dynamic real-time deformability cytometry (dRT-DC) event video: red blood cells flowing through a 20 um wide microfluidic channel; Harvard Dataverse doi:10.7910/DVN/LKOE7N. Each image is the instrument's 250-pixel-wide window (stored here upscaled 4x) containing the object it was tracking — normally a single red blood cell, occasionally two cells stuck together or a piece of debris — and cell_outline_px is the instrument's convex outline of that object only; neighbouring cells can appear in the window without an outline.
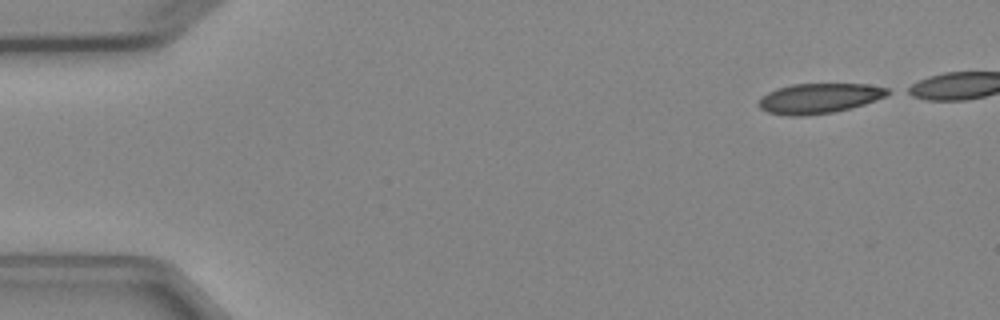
{"species": "Egyptian fruit bat (a non-hibernating species)", "species_latin": "Rousettus aegyptiacus", "temperature_condition": "cold", "stored_images_in_passage": 6, "camera_frame_rate_fps": 3000, "um_per_image_px": 0.085, "animal": {"sex": "female"}, "frame": {"image": 1, "passage_image": 1, "time_ms": 0.0, "image_size_px": [1000, 320], "cell_outline_px": [[892, 92], [876, 100], [852, 108], [832, 112], [804, 116], [784, 116], [768, 112], [760, 108], [756, 104], [760, 96], [776, 88], [792, 84], [868, 84], [888, 88]], "centroid_in_image_um": [69.58, 8.36], "position_along_channel_um": 15.4, "area_um2": 22.83}}